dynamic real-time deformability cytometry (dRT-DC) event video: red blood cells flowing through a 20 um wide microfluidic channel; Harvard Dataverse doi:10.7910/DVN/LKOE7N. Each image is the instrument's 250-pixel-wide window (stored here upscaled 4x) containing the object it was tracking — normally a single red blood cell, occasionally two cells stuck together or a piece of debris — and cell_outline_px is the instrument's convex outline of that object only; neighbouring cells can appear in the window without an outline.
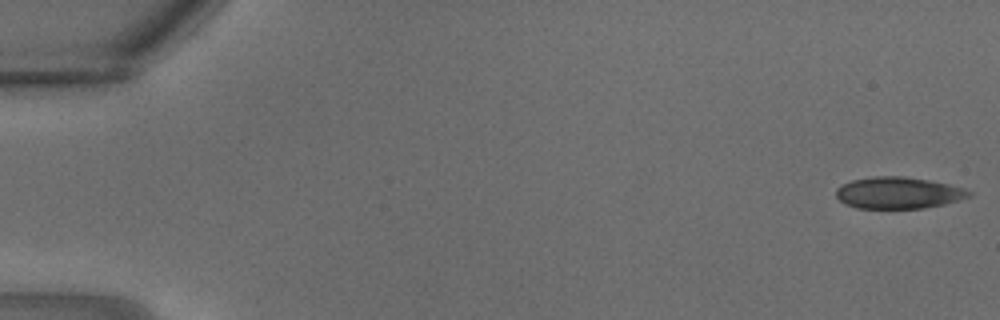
{"species": "common noctule bat (a hibernating species)", "species_latin": "Nyctalus noctula", "temperature_condition": "warm", "stored_images_in_passage": 6, "camera_frame_rate_fps": 3000, "um_per_image_px": 0.085, "animal": {"sex": "male", "body_mass_g": 18.8}, "frame": {"image": 1, "passage_image": 1, "time_ms": 0.0, "image_size_px": [1000, 320], "cell_outline_px": [[972, 196], [944, 204], [924, 208], [856, 208], [844, 204], [836, 196], [836, 188], [852, 180], [876, 176], [904, 176], [928, 180], [948, 184], [964, 188], [972, 192]], "centroid_in_image_um": [76.36, 16.39], "position_along_channel_um": 8.6, "area_um2": 24.45}}